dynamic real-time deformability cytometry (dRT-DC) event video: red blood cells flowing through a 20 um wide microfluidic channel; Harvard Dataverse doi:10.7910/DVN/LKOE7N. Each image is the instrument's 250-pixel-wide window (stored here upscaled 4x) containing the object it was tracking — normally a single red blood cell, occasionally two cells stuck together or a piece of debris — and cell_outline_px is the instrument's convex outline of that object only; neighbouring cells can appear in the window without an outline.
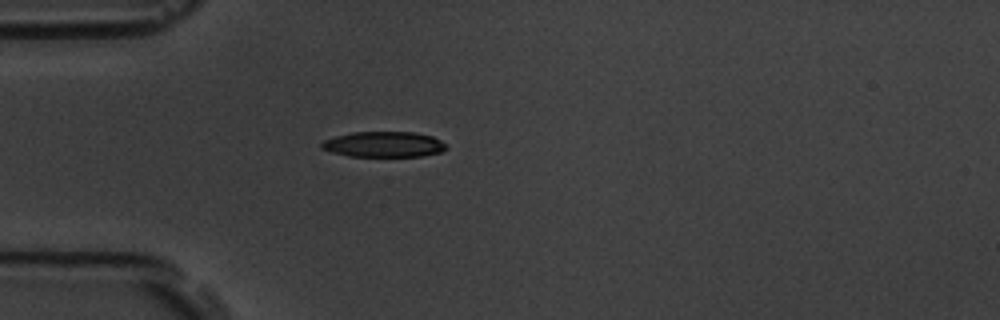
{"species": "common noctule bat (a hibernating species)", "species_latin": "Nyctalus noctula", "temperature_condition": "room temperature", "stored_images_in_passage": 1, "camera_frame_rate_fps": 3000, "um_per_image_px": 0.085, "animal": {"sex": "male", "body_mass_g": 19.5, "forearm_length_mm": 54.6}, "frame": {"image": 1, "passage_image": 1, "time_ms": 0.0, "image_size_px": [1000, 320], "cell_outline_px": [[448, 148], [444, 152], [420, 156], [348, 156], [332, 152], [320, 148], [320, 144], [324, 140], [336, 136], [352, 132], [416, 132], [432, 136], [440, 140]], "centroid_in_image_um": [32.63, 12.27], "position_along_channel_um": 52.4, "area_um2": 18.61}}